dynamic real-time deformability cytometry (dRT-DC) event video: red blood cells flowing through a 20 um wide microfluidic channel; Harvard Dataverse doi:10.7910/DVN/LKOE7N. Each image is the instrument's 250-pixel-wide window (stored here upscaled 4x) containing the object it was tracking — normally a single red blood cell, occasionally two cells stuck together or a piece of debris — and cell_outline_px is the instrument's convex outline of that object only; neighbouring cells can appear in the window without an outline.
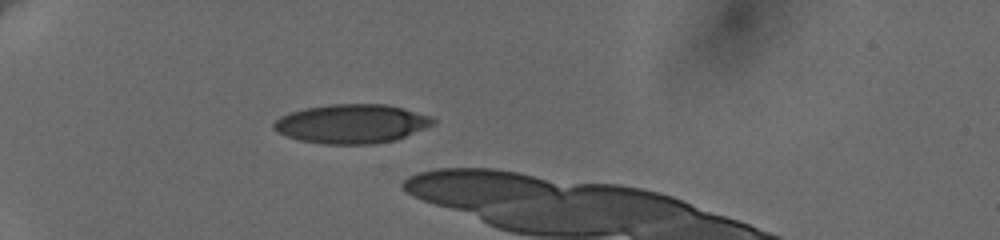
{"species": "human", "species_latin": "Homo sapiens", "temperature_condition": "cold", "stored_images_in_passage": 13, "camera_frame_rate_fps": 3000, "um_per_image_px": 0.085, "donor": {"sex": "female"}, "frame": {"image": 1, "passage_image": 10, "time_ms": 5.0, "image_size_px": [1000, 240], "cell_outline_px": [[436, 120], [432, 124], [396, 140], [372, 144], [324, 144], [300, 140], [276, 132], [272, 128], [272, 124], [280, 116], [288, 112], [308, 108], [332, 104], [388, 104], [432, 116]], "centroid_in_image_um": [29.86, 10.52], "position_along_channel_um": 55.1, "area_um2": 36.13}}